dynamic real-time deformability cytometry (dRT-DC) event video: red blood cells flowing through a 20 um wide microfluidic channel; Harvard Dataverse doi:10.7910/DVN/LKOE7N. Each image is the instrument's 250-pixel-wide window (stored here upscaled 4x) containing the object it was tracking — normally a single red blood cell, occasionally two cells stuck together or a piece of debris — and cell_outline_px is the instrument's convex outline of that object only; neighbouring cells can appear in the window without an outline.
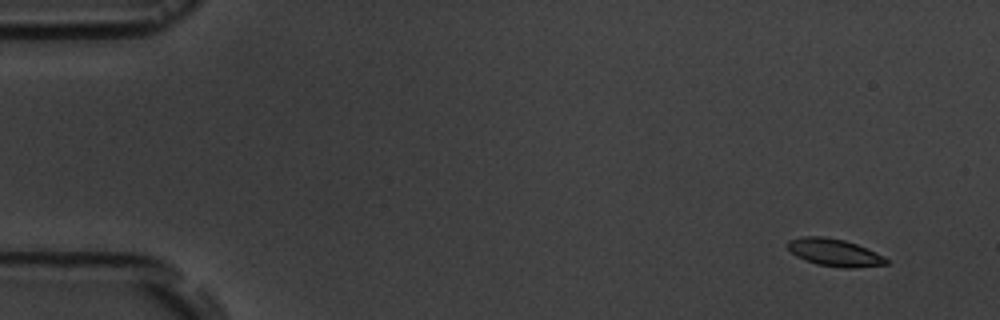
{"species": "common noctule bat (a hibernating species)", "species_latin": "Nyctalus noctula", "temperature_condition": "room temperature", "stored_images_in_passage": 6, "camera_frame_rate_fps": 3000, "um_per_image_px": 0.085, "animal": {"sex": "male", "body_mass_g": 19.5, "forearm_length_mm": 54.6}, "frame": {"image": 1, "passage_image": 1, "time_ms": 0.0, "image_size_px": [1000, 320], "cell_outline_px": [[888, 264], [852, 268], [844, 268], [816, 264], [804, 260], [796, 256], [788, 248], [788, 240], [800, 236], [824, 236], [844, 240], [856, 244], [876, 252], [888, 260]], "centroid_in_image_um": [70.9, 21.46], "position_along_channel_um": 14.1, "area_um2": 15.72}}
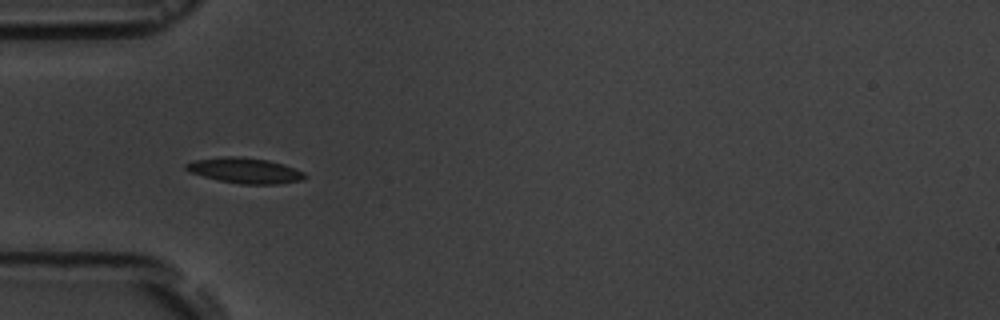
{"frame": {"image": 2, "passage_image": 5, "time_ms": 4.667, "image_size_px": [1000, 320], "cell_outline_px": [[308, 176], [304, 180], [280, 184], [240, 184], [220, 180], [188, 172], [184, 168], [184, 164], [196, 160], [224, 156], [240, 156], [268, 160], [284, 164], [304, 172]], "centroid_in_image_um": [20.85, 14.49], "position_along_channel_um": 64.1, "area_um2": 17.74}}
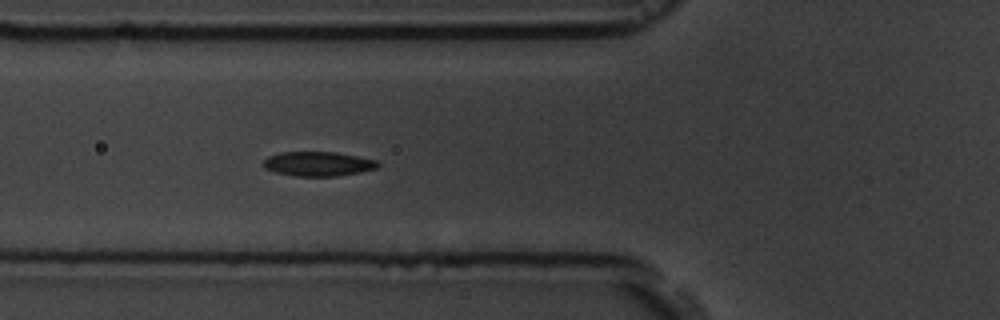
{"frame": {"image": 3, "passage_image": 6, "time_ms": 5.667, "image_size_px": [1000, 320], "cell_outline_px": [[380, 164], [376, 168], [360, 172], [336, 176], [296, 176], [276, 172], [264, 168], [264, 160], [268, 156], [280, 152], [336, 152], [376, 160]], "centroid_in_image_um": [27.03, 13.92], "position_along_channel_um": 98.8, "area_um2": 16.18}}